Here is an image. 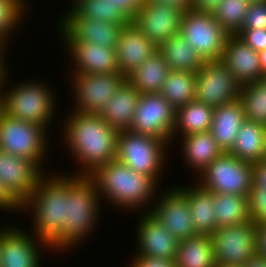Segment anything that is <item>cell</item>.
I'll use <instances>...</instances> for the list:
<instances>
[{"mask_svg": "<svg viewBox=\"0 0 266 267\" xmlns=\"http://www.w3.org/2000/svg\"><path fill=\"white\" fill-rule=\"evenodd\" d=\"M176 123V109L160 94H141L129 130L172 140Z\"/></svg>", "mask_w": 266, "mask_h": 267, "instance_id": "obj_12", "label": "cell"}, {"mask_svg": "<svg viewBox=\"0 0 266 267\" xmlns=\"http://www.w3.org/2000/svg\"><path fill=\"white\" fill-rule=\"evenodd\" d=\"M122 9L131 19L142 8L144 0H109Z\"/></svg>", "mask_w": 266, "mask_h": 267, "instance_id": "obj_42", "label": "cell"}, {"mask_svg": "<svg viewBox=\"0 0 266 267\" xmlns=\"http://www.w3.org/2000/svg\"><path fill=\"white\" fill-rule=\"evenodd\" d=\"M239 100L245 119L266 127V78L242 85Z\"/></svg>", "mask_w": 266, "mask_h": 267, "instance_id": "obj_35", "label": "cell"}, {"mask_svg": "<svg viewBox=\"0 0 266 267\" xmlns=\"http://www.w3.org/2000/svg\"><path fill=\"white\" fill-rule=\"evenodd\" d=\"M7 69L5 70V74L2 76V78L0 79V89H2L1 87H4V83H5V79L7 78L8 73L6 72ZM6 76V77H5ZM3 83V84H2ZM2 92L0 90V115L3 112V98H2Z\"/></svg>", "mask_w": 266, "mask_h": 267, "instance_id": "obj_51", "label": "cell"}, {"mask_svg": "<svg viewBox=\"0 0 266 267\" xmlns=\"http://www.w3.org/2000/svg\"><path fill=\"white\" fill-rule=\"evenodd\" d=\"M236 35L258 53L266 49L265 28L241 29Z\"/></svg>", "mask_w": 266, "mask_h": 267, "instance_id": "obj_40", "label": "cell"}, {"mask_svg": "<svg viewBox=\"0 0 266 267\" xmlns=\"http://www.w3.org/2000/svg\"><path fill=\"white\" fill-rule=\"evenodd\" d=\"M243 267H266V258L255 254Z\"/></svg>", "mask_w": 266, "mask_h": 267, "instance_id": "obj_48", "label": "cell"}, {"mask_svg": "<svg viewBox=\"0 0 266 267\" xmlns=\"http://www.w3.org/2000/svg\"><path fill=\"white\" fill-rule=\"evenodd\" d=\"M220 61L236 76L241 85L264 79L259 53L237 35H230Z\"/></svg>", "mask_w": 266, "mask_h": 267, "instance_id": "obj_22", "label": "cell"}, {"mask_svg": "<svg viewBox=\"0 0 266 267\" xmlns=\"http://www.w3.org/2000/svg\"><path fill=\"white\" fill-rule=\"evenodd\" d=\"M183 138V156L190 167L201 174L216 158L223 154L210 131Z\"/></svg>", "mask_w": 266, "mask_h": 267, "instance_id": "obj_28", "label": "cell"}, {"mask_svg": "<svg viewBox=\"0 0 266 267\" xmlns=\"http://www.w3.org/2000/svg\"><path fill=\"white\" fill-rule=\"evenodd\" d=\"M145 2H155L165 4L171 7H177L184 13L192 10V0H144Z\"/></svg>", "mask_w": 266, "mask_h": 267, "instance_id": "obj_47", "label": "cell"}, {"mask_svg": "<svg viewBox=\"0 0 266 267\" xmlns=\"http://www.w3.org/2000/svg\"><path fill=\"white\" fill-rule=\"evenodd\" d=\"M217 228L232 226L251 220L248 196L230 193H214Z\"/></svg>", "mask_w": 266, "mask_h": 267, "instance_id": "obj_32", "label": "cell"}, {"mask_svg": "<svg viewBox=\"0 0 266 267\" xmlns=\"http://www.w3.org/2000/svg\"><path fill=\"white\" fill-rule=\"evenodd\" d=\"M266 29V0L251 1L241 29Z\"/></svg>", "mask_w": 266, "mask_h": 267, "instance_id": "obj_39", "label": "cell"}, {"mask_svg": "<svg viewBox=\"0 0 266 267\" xmlns=\"http://www.w3.org/2000/svg\"><path fill=\"white\" fill-rule=\"evenodd\" d=\"M97 186L100 197L103 195L115 205L126 208L145 206L155 199L158 183L151 177L134 171L118 160L97 167L88 175Z\"/></svg>", "mask_w": 266, "mask_h": 267, "instance_id": "obj_3", "label": "cell"}, {"mask_svg": "<svg viewBox=\"0 0 266 267\" xmlns=\"http://www.w3.org/2000/svg\"><path fill=\"white\" fill-rule=\"evenodd\" d=\"M46 132L48 131L43 126L11 118L2 112L0 115V150L34 161L41 168L44 154H47Z\"/></svg>", "mask_w": 266, "mask_h": 267, "instance_id": "obj_7", "label": "cell"}, {"mask_svg": "<svg viewBox=\"0 0 266 267\" xmlns=\"http://www.w3.org/2000/svg\"><path fill=\"white\" fill-rule=\"evenodd\" d=\"M140 95L133 86L125 81L115 95L108 100L99 115L117 131L127 130L131 126Z\"/></svg>", "mask_w": 266, "mask_h": 267, "instance_id": "obj_24", "label": "cell"}, {"mask_svg": "<svg viewBox=\"0 0 266 267\" xmlns=\"http://www.w3.org/2000/svg\"><path fill=\"white\" fill-rule=\"evenodd\" d=\"M161 198L157 200L153 209L149 208L151 210L147 211L163 224L178 241L196 236L189 201L185 194L179 188H175L169 189L166 194L163 193Z\"/></svg>", "mask_w": 266, "mask_h": 267, "instance_id": "obj_16", "label": "cell"}, {"mask_svg": "<svg viewBox=\"0 0 266 267\" xmlns=\"http://www.w3.org/2000/svg\"><path fill=\"white\" fill-rule=\"evenodd\" d=\"M70 115L65 120L63 136L71 154L84 169L77 175H90L97 167L116 159L118 131L115 128L99 114L75 111Z\"/></svg>", "mask_w": 266, "mask_h": 267, "instance_id": "obj_1", "label": "cell"}, {"mask_svg": "<svg viewBox=\"0 0 266 267\" xmlns=\"http://www.w3.org/2000/svg\"><path fill=\"white\" fill-rule=\"evenodd\" d=\"M256 254L266 258V223L257 224Z\"/></svg>", "mask_w": 266, "mask_h": 267, "instance_id": "obj_44", "label": "cell"}, {"mask_svg": "<svg viewBox=\"0 0 266 267\" xmlns=\"http://www.w3.org/2000/svg\"><path fill=\"white\" fill-rule=\"evenodd\" d=\"M26 83L9 88L7 93L2 91L3 112L11 118L36 123L46 129L56 109L51 89L39 82Z\"/></svg>", "mask_w": 266, "mask_h": 267, "instance_id": "obj_6", "label": "cell"}, {"mask_svg": "<svg viewBox=\"0 0 266 267\" xmlns=\"http://www.w3.org/2000/svg\"><path fill=\"white\" fill-rule=\"evenodd\" d=\"M250 219L256 224L266 223V189L253 183L248 194Z\"/></svg>", "mask_w": 266, "mask_h": 267, "instance_id": "obj_38", "label": "cell"}, {"mask_svg": "<svg viewBox=\"0 0 266 267\" xmlns=\"http://www.w3.org/2000/svg\"><path fill=\"white\" fill-rule=\"evenodd\" d=\"M171 69L163 55L157 51L126 77V81L140 94L160 93Z\"/></svg>", "mask_w": 266, "mask_h": 267, "instance_id": "obj_26", "label": "cell"}, {"mask_svg": "<svg viewBox=\"0 0 266 267\" xmlns=\"http://www.w3.org/2000/svg\"><path fill=\"white\" fill-rule=\"evenodd\" d=\"M168 142L150 135L127 130L118 131L116 160L138 173L151 177L156 183L164 164Z\"/></svg>", "mask_w": 266, "mask_h": 267, "instance_id": "obj_5", "label": "cell"}, {"mask_svg": "<svg viewBox=\"0 0 266 267\" xmlns=\"http://www.w3.org/2000/svg\"><path fill=\"white\" fill-rule=\"evenodd\" d=\"M198 183L213 193H230L248 196L253 186V164L223 153L202 173Z\"/></svg>", "mask_w": 266, "mask_h": 267, "instance_id": "obj_10", "label": "cell"}, {"mask_svg": "<svg viewBox=\"0 0 266 267\" xmlns=\"http://www.w3.org/2000/svg\"><path fill=\"white\" fill-rule=\"evenodd\" d=\"M75 62V73L107 74L120 72L116 48L86 41H65ZM75 60V61H74Z\"/></svg>", "mask_w": 266, "mask_h": 267, "instance_id": "obj_20", "label": "cell"}, {"mask_svg": "<svg viewBox=\"0 0 266 267\" xmlns=\"http://www.w3.org/2000/svg\"><path fill=\"white\" fill-rule=\"evenodd\" d=\"M70 10L77 18L98 19L105 22L130 25L131 18L117 4L109 0H74Z\"/></svg>", "mask_w": 266, "mask_h": 267, "instance_id": "obj_34", "label": "cell"}, {"mask_svg": "<svg viewBox=\"0 0 266 267\" xmlns=\"http://www.w3.org/2000/svg\"><path fill=\"white\" fill-rule=\"evenodd\" d=\"M58 176L52 175L48 179L42 175L29 199L21 206L34 210L33 231L49 247L61 236L65 221L66 175Z\"/></svg>", "mask_w": 266, "mask_h": 267, "instance_id": "obj_4", "label": "cell"}, {"mask_svg": "<svg viewBox=\"0 0 266 267\" xmlns=\"http://www.w3.org/2000/svg\"><path fill=\"white\" fill-rule=\"evenodd\" d=\"M96 183L88 175H66V211L61 236L50 248L69 249L94 229L100 209Z\"/></svg>", "mask_w": 266, "mask_h": 267, "instance_id": "obj_2", "label": "cell"}, {"mask_svg": "<svg viewBox=\"0 0 266 267\" xmlns=\"http://www.w3.org/2000/svg\"><path fill=\"white\" fill-rule=\"evenodd\" d=\"M171 70L196 73L205 62L199 53L179 34L172 36L158 50Z\"/></svg>", "mask_w": 266, "mask_h": 267, "instance_id": "obj_29", "label": "cell"}, {"mask_svg": "<svg viewBox=\"0 0 266 267\" xmlns=\"http://www.w3.org/2000/svg\"><path fill=\"white\" fill-rule=\"evenodd\" d=\"M42 175V170L34 161L0 150L1 182L20 206L29 199Z\"/></svg>", "mask_w": 266, "mask_h": 267, "instance_id": "obj_15", "label": "cell"}, {"mask_svg": "<svg viewBox=\"0 0 266 267\" xmlns=\"http://www.w3.org/2000/svg\"><path fill=\"white\" fill-rule=\"evenodd\" d=\"M177 267H216L211 236L196 235L179 241Z\"/></svg>", "mask_w": 266, "mask_h": 267, "instance_id": "obj_30", "label": "cell"}, {"mask_svg": "<svg viewBox=\"0 0 266 267\" xmlns=\"http://www.w3.org/2000/svg\"><path fill=\"white\" fill-rule=\"evenodd\" d=\"M179 189L189 201V208L197 235L212 236L217 229L214 193L202 188L198 183L194 187H180Z\"/></svg>", "mask_w": 266, "mask_h": 267, "instance_id": "obj_25", "label": "cell"}, {"mask_svg": "<svg viewBox=\"0 0 266 267\" xmlns=\"http://www.w3.org/2000/svg\"><path fill=\"white\" fill-rule=\"evenodd\" d=\"M265 160H266V143H265Z\"/></svg>", "mask_w": 266, "mask_h": 267, "instance_id": "obj_52", "label": "cell"}, {"mask_svg": "<svg viewBox=\"0 0 266 267\" xmlns=\"http://www.w3.org/2000/svg\"><path fill=\"white\" fill-rule=\"evenodd\" d=\"M179 33L204 61H219L230 36L212 13L194 10L183 13Z\"/></svg>", "mask_w": 266, "mask_h": 267, "instance_id": "obj_8", "label": "cell"}, {"mask_svg": "<svg viewBox=\"0 0 266 267\" xmlns=\"http://www.w3.org/2000/svg\"><path fill=\"white\" fill-rule=\"evenodd\" d=\"M137 255L176 259L179 241L149 212L139 217Z\"/></svg>", "mask_w": 266, "mask_h": 267, "instance_id": "obj_19", "label": "cell"}, {"mask_svg": "<svg viewBox=\"0 0 266 267\" xmlns=\"http://www.w3.org/2000/svg\"><path fill=\"white\" fill-rule=\"evenodd\" d=\"M265 143L266 127L246 120L240 127L229 154L254 164L265 159Z\"/></svg>", "mask_w": 266, "mask_h": 267, "instance_id": "obj_27", "label": "cell"}, {"mask_svg": "<svg viewBox=\"0 0 266 267\" xmlns=\"http://www.w3.org/2000/svg\"><path fill=\"white\" fill-rule=\"evenodd\" d=\"M66 14L64 18L60 19L63 41H86L116 48L120 32L124 26L98 19L77 18L70 10Z\"/></svg>", "mask_w": 266, "mask_h": 267, "instance_id": "obj_17", "label": "cell"}, {"mask_svg": "<svg viewBox=\"0 0 266 267\" xmlns=\"http://www.w3.org/2000/svg\"><path fill=\"white\" fill-rule=\"evenodd\" d=\"M253 183L266 189V160H261L253 164Z\"/></svg>", "mask_w": 266, "mask_h": 267, "instance_id": "obj_43", "label": "cell"}, {"mask_svg": "<svg viewBox=\"0 0 266 267\" xmlns=\"http://www.w3.org/2000/svg\"><path fill=\"white\" fill-rule=\"evenodd\" d=\"M5 47L0 43V79L2 78V76L5 74V69H6V65L4 64V57L3 55H5ZM4 51V52H3Z\"/></svg>", "mask_w": 266, "mask_h": 267, "instance_id": "obj_49", "label": "cell"}, {"mask_svg": "<svg viewBox=\"0 0 266 267\" xmlns=\"http://www.w3.org/2000/svg\"><path fill=\"white\" fill-rule=\"evenodd\" d=\"M213 110L214 107L196 100L178 108L173 136L177 131H180L179 134H183V137L210 131Z\"/></svg>", "mask_w": 266, "mask_h": 267, "instance_id": "obj_31", "label": "cell"}, {"mask_svg": "<svg viewBox=\"0 0 266 267\" xmlns=\"http://www.w3.org/2000/svg\"><path fill=\"white\" fill-rule=\"evenodd\" d=\"M195 100L212 107L235 102L242 85L232 71L219 61H205L195 73Z\"/></svg>", "mask_w": 266, "mask_h": 267, "instance_id": "obj_11", "label": "cell"}, {"mask_svg": "<svg viewBox=\"0 0 266 267\" xmlns=\"http://www.w3.org/2000/svg\"><path fill=\"white\" fill-rule=\"evenodd\" d=\"M256 228L253 220L217 228L211 236L216 267H243L256 254Z\"/></svg>", "mask_w": 266, "mask_h": 267, "instance_id": "obj_9", "label": "cell"}, {"mask_svg": "<svg viewBox=\"0 0 266 267\" xmlns=\"http://www.w3.org/2000/svg\"><path fill=\"white\" fill-rule=\"evenodd\" d=\"M246 121L243 104L235 102L214 107L210 132L223 153H229L240 127Z\"/></svg>", "mask_w": 266, "mask_h": 267, "instance_id": "obj_23", "label": "cell"}, {"mask_svg": "<svg viewBox=\"0 0 266 267\" xmlns=\"http://www.w3.org/2000/svg\"><path fill=\"white\" fill-rule=\"evenodd\" d=\"M259 59H260L262 74L264 77H266V49L259 52Z\"/></svg>", "mask_w": 266, "mask_h": 267, "instance_id": "obj_50", "label": "cell"}, {"mask_svg": "<svg viewBox=\"0 0 266 267\" xmlns=\"http://www.w3.org/2000/svg\"><path fill=\"white\" fill-rule=\"evenodd\" d=\"M158 50L159 47L139 32L132 23L124 26L116 46L120 73L126 78Z\"/></svg>", "mask_w": 266, "mask_h": 267, "instance_id": "obj_21", "label": "cell"}, {"mask_svg": "<svg viewBox=\"0 0 266 267\" xmlns=\"http://www.w3.org/2000/svg\"><path fill=\"white\" fill-rule=\"evenodd\" d=\"M183 11L161 3L145 2L131 23L158 47L179 34Z\"/></svg>", "mask_w": 266, "mask_h": 267, "instance_id": "obj_14", "label": "cell"}, {"mask_svg": "<svg viewBox=\"0 0 266 267\" xmlns=\"http://www.w3.org/2000/svg\"><path fill=\"white\" fill-rule=\"evenodd\" d=\"M0 209L23 210L21 206L7 193L0 179Z\"/></svg>", "mask_w": 266, "mask_h": 267, "instance_id": "obj_45", "label": "cell"}, {"mask_svg": "<svg viewBox=\"0 0 266 267\" xmlns=\"http://www.w3.org/2000/svg\"><path fill=\"white\" fill-rule=\"evenodd\" d=\"M221 0H192V10L212 13Z\"/></svg>", "mask_w": 266, "mask_h": 267, "instance_id": "obj_46", "label": "cell"}, {"mask_svg": "<svg viewBox=\"0 0 266 267\" xmlns=\"http://www.w3.org/2000/svg\"><path fill=\"white\" fill-rule=\"evenodd\" d=\"M195 73L171 70L160 94L177 110L195 100Z\"/></svg>", "mask_w": 266, "mask_h": 267, "instance_id": "obj_33", "label": "cell"}, {"mask_svg": "<svg viewBox=\"0 0 266 267\" xmlns=\"http://www.w3.org/2000/svg\"><path fill=\"white\" fill-rule=\"evenodd\" d=\"M73 85L76 97L75 110L78 113L100 114L108 100L126 81L120 73L81 74L73 73ZM78 101V102H77Z\"/></svg>", "mask_w": 266, "mask_h": 267, "instance_id": "obj_13", "label": "cell"}, {"mask_svg": "<svg viewBox=\"0 0 266 267\" xmlns=\"http://www.w3.org/2000/svg\"><path fill=\"white\" fill-rule=\"evenodd\" d=\"M23 3V0H0V43L3 46L27 11Z\"/></svg>", "mask_w": 266, "mask_h": 267, "instance_id": "obj_37", "label": "cell"}, {"mask_svg": "<svg viewBox=\"0 0 266 267\" xmlns=\"http://www.w3.org/2000/svg\"><path fill=\"white\" fill-rule=\"evenodd\" d=\"M251 0H221L212 12L214 18L230 34L242 28Z\"/></svg>", "mask_w": 266, "mask_h": 267, "instance_id": "obj_36", "label": "cell"}, {"mask_svg": "<svg viewBox=\"0 0 266 267\" xmlns=\"http://www.w3.org/2000/svg\"><path fill=\"white\" fill-rule=\"evenodd\" d=\"M130 267H177L175 259L136 255Z\"/></svg>", "mask_w": 266, "mask_h": 267, "instance_id": "obj_41", "label": "cell"}, {"mask_svg": "<svg viewBox=\"0 0 266 267\" xmlns=\"http://www.w3.org/2000/svg\"><path fill=\"white\" fill-rule=\"evenodd\" d=\"M0 230V267H40L38 246L42 243L41 247L44 245L49 248L46 242L36 235L33 239L34 236L30 237L21 228L7 227Z\"/></svg>", "mask_w": 266, "mask_h": 267, "instance_id": "obj_18", "label": "cell"}]
</instances>
